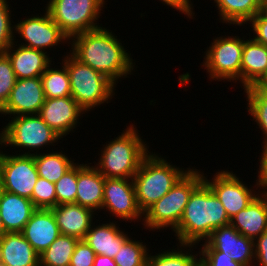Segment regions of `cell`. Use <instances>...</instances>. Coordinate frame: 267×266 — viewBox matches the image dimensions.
I'll return each mask as SVG.
<instances>
[{
  "mask_svg": "<svg viewBox=\"0 0 267 266\" xmlns=\"http://www.w3.org/2000/svg\"><path fill=\"white\" fill-rule=\"evenodd\" d=\"M105 27L86 31L72 37L70 53L81 63L105 75L115 85L135 72V61L120 38ZM134 61V62H133ZM117 82V83H116Z\"/></svg>",
  "mask_w": 267,
  "mask_h": 266,
  "instance_id": "obj_1",
  "label": "cell"
},
{
  "mask_svg": "<svg viewBox=\"0 0 267 266\" xmlns=\"http://www.w3.org/2000/svg\"><path fill=\"white\" fill-rule=\"evenodd\" d=\"M230 224L220 200L203 180L191 193L177 228L178 244L204 242L213 230Z\"/></svg>",
  "mask_w": 267,
  "mask_h": 266,
  "instance_id": "obj_2",
  "label": "cell"
},
{
  "mask_svg": "<svg viewBox=\"0 0 267 266\" xmlns=\"http://www.w3.org/2000/svg\"><path fill=\"white\" fill-rule=\"evenodd\" d=\"M116 138L103 144L95 168L107 178L132 179L143 158L149 153V146L140 137L133 123Z\"/></svg>",
  "mask_w": 267,
  "mask_h": 266,
  "instance_id": "obj_3",
  "label": "cell"
},
{
  "mask_svg": "<svg viewBox=\"0 0 267 266\" xmlns=\"http://www.w3.org/2000/svg\"><path fill=\"white\" fill-rule=\"evenodd\" d=\"M189 169L190 167L186 170L180 166L176 167L168 162L167 158L149 152L132 178L137 203L142 213L166 195Z\"/></svg>",
  "mask_w": 267,
  "mask_h": 266,
  "instance_id": "obj_4",
  "label": "cell"
},
{
  "mask_svg": "<svg viewBox=\"0 0 267 266\" xmlns=\"http://www.w3.org/2000/svg\"><path fill=\"white\" fill-rule=\"evenodd\" d=\"M203 181V172L190 168L171 188L144 213L143 227L149 231L164 230L172 232L177 228L192 191Z\"/></svg>",
  "mask_w": 267,
  "mask_h": 266,
  "instance_id": "obj_5",
  "label": "cell"
},
{
  "mask_svg": "<svg viewBox=\"0 0 267 266\" xmlns=\"http://www.w3.org/2000/svg\"><path fill=\"white\" fill-rule=\"evenodd\" d=\"M64 54L65 64L70 77L71 96L86 112L93 111L101 104L111 102L117 87L110 79L88 65L81 63L70 52Z\"/></svg>",
  "mask_w": 267,
  "mask_h": 266,
  "instance_id": "obj_6",
  "label": "cell"
},
{
  "mask_svg": "<svg viewBox=\"0 0 267 266\" xmlns=\"http://www.w3.org/2000/svg\"><path fill=\"white\" fill-rule=\"evenodd\" d=\"M10 119L8 124L0 129V147L3 149L17 147L22 150H19L20 155H34L38 154L41 148L55 146L54 143L62 139L38 114L13 116Z\"/></svg>",
  "mask_w": 267,
  "mask_h": 266,
  "instance_id": "obj_7",
  "label": "cell"
},
{
  "mask_svg": "<svg viewBox=\"0 0 267 266\" xmlns=\"http://www.w3.org/2000/svg\"><path fill=\"white\" fill-rule=\"evenodd\" d=\"M105 3L106 0H49L45 9L62 32L71 39L102 27L97 21Z\"/></svg>",
  "mask_w": 267,
  "mask_h": 266,
  "instance_id": "obj_8",
  "label": "cell"
},
{
  "mask_svg": "<svg viewBox=\"0 0 267 266\" xmlns=\"http://www.w3.org/2000/svg\"><path fill=\"white\" fill-rule=\"evenodd\" d=\"M244 37L219 36L213 39L204 52V60L200 66L208 73L209 80L240 82L241 61Z\"/></svg>",
  "mask_w": 267,
  "mask_h": 266,
  "instance_id": "obj_9",
  "label": "cell"
},
{
  "mask_svg": "<svg viewBox=\"0 0 267 266\" xmlns=\"http://www.w3.org/2000/svg\"><path fill=\"white\" fill-rule=\"evenodd\" d=\"M15 152V155L0 152V189L31 199L39 177L34 156Z\"/></svg>",
  "mask_w": 267,
  "mask_h": 266,
  "instance_id": "obj_10",
  "label": "cell"
},
{
  "mask_svg": "<svg viewBox=\"0 0 267 266\" xmlns=\"http://www.w3.org/2000/svg\"><path fill=\"white\" fill-rule=\"evenodd\" d=\"M204 175L203 173V180L220 200L229 219L246 208L260 193L257 180L250 187L243 182V179L237 177V174L229 170L217 171L211 181Z\"/></svg>",
  "mask_w": 267,
  "mask_h": 266,
  "instance_id": "obj_11",
  "label": "cell"
},
{
  "mask_svg": "<svg viewBox=\"0 0 267 266\" xmlns=\"http://www.w3.org/2000/svg\"><path fill=\"white\" fill-rule=\"evenodd\" d=\"M17 22L18 23L15 24L14 33L15 35L19 34V40H24L25 42L19 43V45L44 52H48L45 51V49L50 50L54 48V46L57 47V45L63 44L64 42L70 45V42H68L70 39L52 20L51 15L46 9L43 15L40 13V15L29 16Z\"/></svg>",
  "mask_w": 267,
  "mask_h": 266,
  "instance_id": "obj_12",
  "label": "cell"
},
{
  "mask_svg": "<svg viewBox=\"0 0 267 266\" xmlns=\"http://www.w3.org/2000/svg\"><path fill=\"white\" fill-rule=\"evenodd\" d=\"M102 209L120 221L140 220L143 224L144 214L137 203L133 179L105 177Z\"/></svg>",
  "mask_w": 267,
  "mask_h": 266,
  "instance_id": "obj_13",
  "label": "cell"
},
{
  "mask_svg": "<svg viewBox=\"0 0 267 266\" xmlns=\"http://www.w3.org/2000/svg\"><path fill=\"white\" fill-rule=\"evenodd\" d=\"M199 251H220L244 266H253L254 240L240 234L231 224L212 231Z\"/></svg>",
  "mask_w": 267,
  "mask_h": 266,
  "instance_id": "obj_14",
  "label": "cell"
},
{
  "mask_svg": "<svg viewBox=\"0 0 267 266\" xmlns=\"http://www.w3.org/2000/svg\"><path fill=\"white\" fill-rule=\"evenodd\" d=\"M85 112L72 96L45 98L38 115L61 138L75 131ZM82 115V116H81Z\"/></svg>",
  "mask_w": 267,
  "mask_h": 266,
  "instance_id": "obj_15",
  "label": "cell"
},
{
  "mask_svg": "<svg viewBox=\"0 0 267 266\" xmlns=\"http://www.w3.org/2000/svg\"><path fill=\"white\" fill-rule=\"evenodd\" d=\"M45 101L40 77L17 79L10 97L0 114L9 117L38 114Z\"/></svg>",
  "mask_w": 267,
  "mask_h": 266,
  "instance_id": "obj_16",
  "label": "cell"
},
{
  "mask_svg": "<svg viewBox=\"0 0 267 266\" xmlns=\"http://www.w3.org/2000/svg\"><path fill=\"white\" fill-rule=\"evenodd\" d=\"M16 43V44H15ZM14 41L4 53L10 59L17 79L41 77L53 62L47 52L17 45Z\"/></svg>",
  "mask_w": 267,
  "mask_h": 266,
  "instance_id": "obj_17",
  "label": "cell"
},
{
  "mask_svg": "<svg viewBox=\"0 0 267 266\" xmlns=\"http://www.w3.org/2000/svg\"><path fill=\"white\" fill-rule=\"evenodd\" d=\"M22 235L38 255L61 234L52 209L37 208L22 230Z\"/></svg>",
  "mask_w": 267,
  "mask_h": 266,
  "instance_id": "obj_18",
  "label": "cell"
},
{
  "mask_svg": "<svg viewBox=\"0 0 267 266\" xmlns=\"http://www.w3.org/2000/svg\"><path fill=\"white\" fill-rule=\"evenodd\" d=\"M90 164L77 163L76 204L96 213L102 211L105 177Z\"/></svg>",
  "mask_w": 267,
  "mask_h": 266,
  "instance_id": "obj_19",
  "label": "cell"
},
{
  "mask_svg": "<svg viewBox=\"0 0 267 266\" xmlns=\"http://www.w3.org/2000/svg\"><path fill=\"white\" fill-rule=\"evenodd\" d=\"M51 209L60 233L79 240H83L94 222V214H97L93 210L75 203L60 204Z\"/></svg>",
  "mask_w": 267,
  "mask_h": 266,
  "instance_id": "obj_20",
  "label": "cell"
},
{
  "mask_svg": "<svg viewBox=\"0 0 267 266\" xmlns=\"http://www.w3.org/2000/svg\"><path fill=\"white\" fill-rule=\"evenodd\" d=\"M118 221H108L95 225L92 223L89 231L86 233L85 241L96 255H105L111 258L115 257L120 251L122 245L130 238L128 233L120 230ZM117 225V226H116Z\"/></svg>",
  "mask_w": 267,
  "mask_h": 266,
  "instance_id": "obj_21",
  "label": "cell"
},
{
  "mask_svg": "<svg viewBox=\"0 0 267 266\" xmlns=\"http://www.w3.org/2000/svg\"><path fill=\"white\" fill-rule=\"evenodd\" d=\"M243 236L255 240L267 230V196L259 193L243 210L230 219Z\"/></svg>",
  "mask_w": 267,
  "mask_h": 266,
  "instance_id": "obj_22",
  "label": "cell"
},
{
  "mask_svg": "<svg viewBox=\"0 0 267 266\" xmlns=\"http://www.w3.org/2000/svg\"><path fill=\"white\" fill-rule=\"evenodd\" d=\"M244 37L241 61V86H256L267 75V47L253 38ZM246 39V40H245Z\"/></svg>",
  "mask_w": 267,
  "mask_h": 266,
  "instance_id": "obj_23",
  "label": "cell"
},
{
  "mask_svg": "<svg viewBox=\"0 0 267 266\" xmlns=\"http://www.w3.org/2000/svg\"><path fill=\"white\" fill-rule=\"evenodd\" d=\"M36 209L30 199L0 189V214L6 233L22 232Z\"/></svg>",
  "mask_w": 267,
  "mask_h": 266,
  "instance_id": "obj_24",
  "label": "cell"
},
{
  "mask_svg": "<svg viewBox=\"0 0 267 266\" xmlns=\"http://www.w3.org/2000/svg\"><path fill=\"white\" fill-rule=\"evenodd\" d=\"M0 252L4 266H39V255L21 232L5 233Z\"/></svg>",
  "mask_w": 267,
  "mask_h": 266,
  "instance_id": "obj_25",
  "label": "cell"
},
{
  "mask_svg": "<svg viewBox=\"0 0 267 266\" xmlns=\"http://www.w3.org/2000/svg\"><path fill=\"white\" fill-rule=\"evenodd\" d=\"M222 23L245 26L262 10L263 0H213Z\"/></svg>",
  "mask_w": 267,
  "mask_h": 266,
  "instance_id": "obj_26",
  "label": "cell"
},
{
  "mask_svg": "<svg viewBox=\"0 0 267 266\" xmlns=\"http://www.w3.org/2000/svg\"><path fill=\"white\" fill-rule=\"evenodd\" d=\"M34 154L35 165L39 177L45 178L49 182L56 183L68 170L76 163L68 157L62 150ZM67 155V156H66Z\"/></svg>",
  "mask_w": 267,
  "mask_h": 266,
  "instance_id": "obj_27",
  "label": "cell"
},
{
  "mask_svg": "<svg viewBox=\"0 0 267 266\" xmlns=\"http://www.w3.org/2000/svg\"><path fill=\"white\" fill-rule=\"evenodd\" d=\"M194 246L197 248L195 244H177V249L170 248L155 255L150 253L146 266H193L199 260V253L192 252L195 249Z\"/></svg>",
  "mask_w": 267,
  "mask_h": 266,
  "instance_id": "obj_28",
  "label": "cell"
},
{
  "mask_svg": "<svg viewBox=\"0 0 267 266\" xmlns=\"http://www.w3.org/2000/svg\"><path fill=\"white\" fill-rule=\"evenodd\" d=\"M79 239L60 234L58 238L39 255V266H70L71 256Z\"/></svg>",
  "mask_w": 267,
  "mask_h": 266,
  "instance_id": "obj_29",
  "label": "cell"
},
{
  "mask_svg": "<svg viewBox=\"0 0 267 266\" xmlns=\"http://www.w3.org/2000/svg\"><path fill=\"white\" fill-rule=\"evenodd\" d=\"M246 93L247 112L263 133V145L267 146V90L258 86H250L244 89ZM265 137V138H264Z\"/></svg>",
  "mask_w": 267,
  "mask_h": 266,
  "instance_id": "obj_30",
  "label": "cell"
},
{
  "mask_svg": "<svg viewBox=\"0 0 267 266\" xmlns=\"http://www.w3.org/2000/svg\"><path fill=\"white\" fill-rule=\"evenodd\" d=\"M63 65V66H62ZM41 75L45 98H58L71 96L70 77L64 63L60 68L51 67Z\"/></svg>",
  "mask_w": 267,
  "mask_h": 266,
  "instance_id": "obj_31",
  "label": "cell"
},
{
  "mask_svg": "<svg viewBox=\"0 0 267 266\" xmlns=\"http://www.w3.org/2000/svg\"><path fill=\"white\" fill-rule=\"evenodd\" d=\"M129 238L113 257L117 266H146L149 249L146 243ZM148 251V252H147Z\"/></svg>",
  "mask_w": 267,
  "mask_h": 266,
  "instance_id": "obj_32",
  "label": "cell"
},
{
  "mask_svg": "<svg viewBox=\"0 0 267 266\" xmlns=\"http://www.w3.org/2000/svg\"><path fill=\"white\" fill-rule=\"evenodd\" d=\"M56 206L60 204H76L77 194V162L56 183Z\"/></svg>",
  "mask_w": 267,
  "mask_h": 266,
  "instance_id": "obj_33",
  "label": "cell"
},
{
  "mask_svg": "<svg viewBox=\"0 0 267 266\" xmlns=\"http://www.w3.org/2000/svg\"><path fill=\"white\" fill-rule=\"evenodd\" d=\"M36 208L51 209L56 206L55 183L38 177L30 199Z\"/></svg>",
  "mask_w": 267,
  "mask_h": 266,
  "instance_id": "obj_34",
  "label": "cell"
},
{
  "mask_svg": "<svg viewBox=\"0 0 267 266\" xmlns=\"http://www.w3.org/2000/svg\"><path fill=\"white\" fill-rule=\"evenodd\" d=\"M8 0H0V53L4 51L16 40L14 34L15 24L11 20L12 16ZM12 21V22H11Z\"/></svg>",
  "mask_w": 267,
  "mask_h": 266,
  "instance_id": "obj_35",
  "label": "cell"
},
{
  "mask_svg": "<svg viewBox=\"0 0 267 266\" xmlns=\"http://www.w3.org/2000/svg\"><path fill=\"white\" fill-rule=\"evenodd\" d=\"M16 80L10 59L5 53H0V110L7 103Z\"/></svg>",
  "mask_w": 267,
  "mask_h": 266,
  "instance_id": "obj_36",
  "label": "cell"
},
{
  "mask_svg": "<svg viewBox=\"0 0 267 266\" xmlns=\"http://www.w3.org/2000/svg\"><path fill=\"white\" fill-rule=\"evenodd\" d=\"M96 254L91 247L83 240H79L73 255L70 266H93Z\"/></svg>",
  "mask_w": 267,
  "mask_h": 266,
  "instance_id": "obj_37",
  "label": "cell"
},
{
  "mask_svg": "<svg viewBox=\"0 0 267 266\" xmlns=\"http://www.w3.org/2000/svg\"><path fill=\"white\" fill-rule=\"evenodd\" d=\"M247 24L252 28V38L267 47V15L261 10Z\"/></svg>",
  "mask_w": 267,
  "mask_h": 266,
  "instance_id": "obj_38",
  "label": "cell"
},
{
  "mask_svg": "<svg viewBox=\"0 0 267 266\" xmlns=\"http://www.w3.org/2000/svg\"><path fill=\"white\" fill-rule=\"evenodd\" d=\"M199 260L204 266H244L232 258L221 256L220 251H198Z\"/></svg>",
  "mask_w": 267,
  "mask_h": 266,
  "instance_id": "obj_39",
  "label": "cell"
},
{
  "mask_svg": "<svg viewBox=\"0 0 267 266\" xmlns=\"http://www.w3.org/2000/svg\"><path fill=\"white\" fill-rule=\"evenodd\" d=\"M254 257V266H267V230L254 240Z\"/></svg>",
  "mask_w": 267,
  "mask_h": 266,
  "instance_id": "obj_40",
  "label": "cell"
},
{
  "mask_svg": "<svg viewBox=\"0 0 267 266\" xmlns=\"http://www.w3.org/2000/svg\"><path fill=\"white\" fill-rule=\"evenodd\" d=\"M263 150H261V155H260V159H259V170L258 171V176L256 179L257 180V184H258V188L259 191L260 189H262L260 191V193L262 192V194H266L267 193V146H262L261 147Z\"/></svg>",
  "mask_w": 267,
  "mask_h": 266,
  "instance_id": "obj_41",
  "label": "cell"
},
{
  "mask_svg": "<svg viewBox=\"0 0 267 266\" xmlns=\"http://www.w3.org/2000/svg\"><path fill=\"white\" fill-rule=\"evenodd\" d=\"M165 5L170 6L172 9L181 12L184 15H187V18L194 19L193 4L191 0H159Z\"/></svg>",
  "mask_w": 267,
  "mask_h": 266,
  "instance_id": "obj_42",
  "label": "cell"
},
{
  "mask_svg": "<svg viewBox=\"0 0 267 266\" xmlns=\"http://www.w3.org/2000/svg\"><path fill=\"white\" fill-rule=\"evenodd\" d=\"M93 266H117L113 258L105 255H96Z\"/></svg>",
  "mask_w": 267,
  "mask_h": 266,
  "instance_id": "obj_43",
  "label": "cell"
},
{
  "mask_svg": "<svg viewBox=\"0 0 267 266\" xmlns=\"http://www.w3.org/2000/svg\"><path fill=\"white\" fill-rule=\"evenodd\" d=\"M256 86L267 90V75Z\"/></svg>",
  "mask_w": 267,
  "mask_h": 266,
  "instance_id": "obj_44",
  "label": "cell"
},
{
  "mask_svg": "<svg viewBox=\"0 0 267 266\" xmlns=\"http://www.w3.org/2000/svg\"><path fill=\"white\" fill-rule=\"evenodd\" d=\"M6 231H5V227L3 224V221L1 219V214H0V240L4 237Z\"/></svg>",
  "mask_w": 267,
  "mask_h": 266,
  "instance_id": "obj_45",
  "label": "cell"
},
{
  "mask_svg": "<svg viewBox=\"0 0 267 266\" xmlns=\"http://www.w3.org/2000/svg\"><path fill=\"white\" fill-rule=\"evenodd\" d=\"M262 11L267 15V2H263Z\"/></svg>",
  "mask_w": 267,
  "mask_h": 266,
  "instance_id": "obj_46",
  "label": "cell"
},
{
  "mask_svg": "<svg viewBox=\"0 0 267 266\" xmlns=\"http://www.w3.org/2000/svg\"><path fill=\"white\" fill-rule=\"evenodd\" d=\"M193 266H204V265L200 260H198Z\"/></svg>",
  "mask_w": 267,
  "mask_h": 266,
  "instance_id": "obj_47",
  "label": "cell"
},
{
  "mask_svg": "<svg viewBox=\"0 0 267 266\" xmlns=\"http://www.w3.org/2000/svg\"><path fill=\"white\" fill-rule=\"evenodd\" d=\"M0 266H4V264L1 262V252H0Z\"/></svg>",
  "mask_w": 267,
  "mask_h": 266,
  "instance_id": "obj_48",
  "label": "cell"
}]
</instances>
